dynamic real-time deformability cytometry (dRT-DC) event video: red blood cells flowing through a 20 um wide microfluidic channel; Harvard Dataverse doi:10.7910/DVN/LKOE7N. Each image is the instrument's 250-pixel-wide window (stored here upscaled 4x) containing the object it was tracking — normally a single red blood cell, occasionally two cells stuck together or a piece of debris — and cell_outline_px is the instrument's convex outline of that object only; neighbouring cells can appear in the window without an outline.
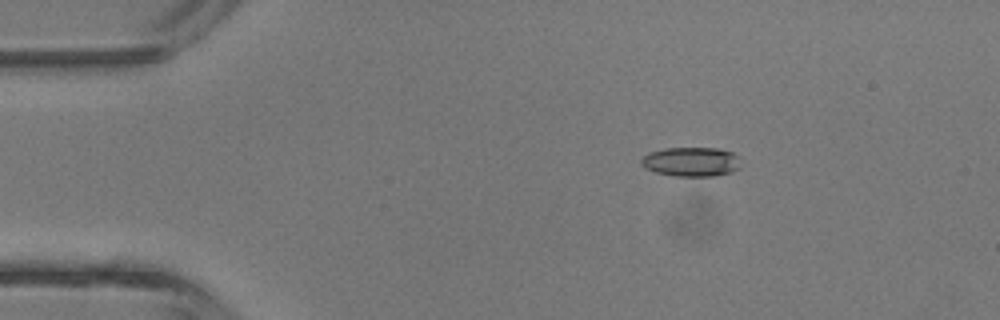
{"species": "common noctule bat (a hibernating species)", "species_latin": "Nyctalus noctula", "temperature_condition": "room temperature", "stored_images_in_passage": 6, "camera_frame_rate_fps": 3000, "um_per_image_px": 0.085, "animal": {"sex": "male", "body_mass_g": 13.3}, "frame": {"image": 1, "passage_image": 3, "time_ms": 2.333, "image_size_px": [1000, 320], "cell_outline_px": [[740, 168], [732, 172], [716, 176], [676, 176], [656, 172], [644, 168], [640, 164], [640, 160], [648, 152], [664, 148], [716, 148], [732, 152], [740, 156]], "centroid_in_image_um": [58.77, 13.75], "position_along_channel_um": 26.2, "area_um2": 17.28}}
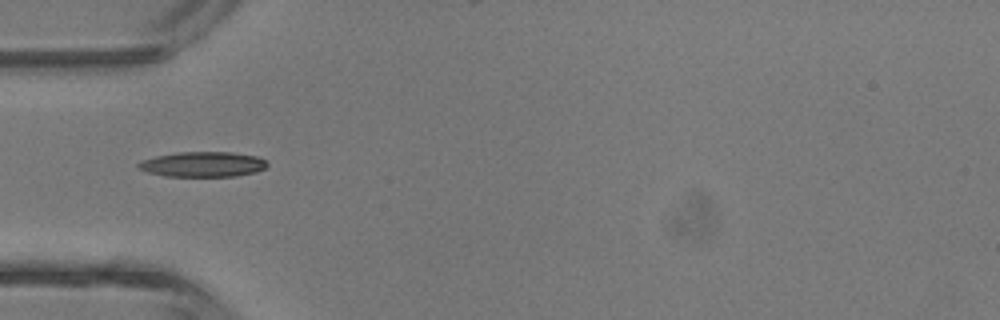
{"frame": {"image": 2, "passage_image": 5, "time_ms": 4.667, "image_size_px": [1000, 320], "cell_outline_px": [[268, 164], [264, 168], [256, 172], [236, 176], [164, 176], [148, 172], [136, 168], [136, 164], [140, 160], [156, 156], [176, 152], [232, 152], [256, 156], [264, 160]], "centroid_in_image_um": [17.19, 13.96], "position_along_channel_um": 67.8, "area_um2": 18.96}}
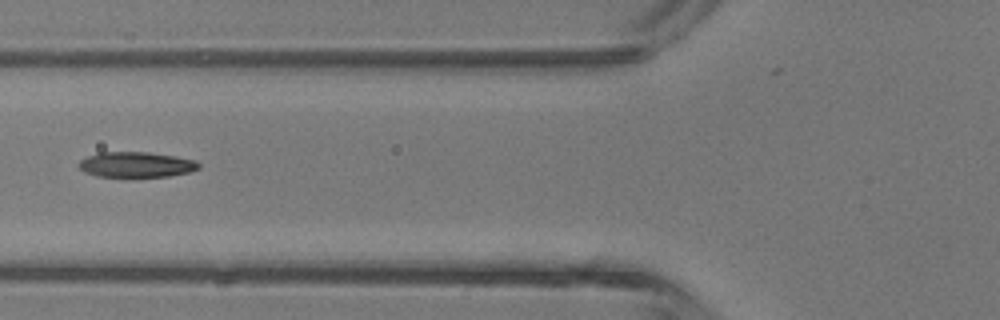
{"frame": {"image": 3, "passage_image": 6, "time_ms": 5.667, "image_size_px": [1000, 320], "cell_outline_px": [[200, 168], [188, 172], [168, 176], [96, 176], [84, 172], [76, 164], [80, 160], [88, 156], [100, 152], [148, 152], [176, 156], [196, 160], [200, 164]], "centroid_in_image_um": [11.57, 13.98], "position_along_channel_um": 114.2, "area_um2": 17.69}}